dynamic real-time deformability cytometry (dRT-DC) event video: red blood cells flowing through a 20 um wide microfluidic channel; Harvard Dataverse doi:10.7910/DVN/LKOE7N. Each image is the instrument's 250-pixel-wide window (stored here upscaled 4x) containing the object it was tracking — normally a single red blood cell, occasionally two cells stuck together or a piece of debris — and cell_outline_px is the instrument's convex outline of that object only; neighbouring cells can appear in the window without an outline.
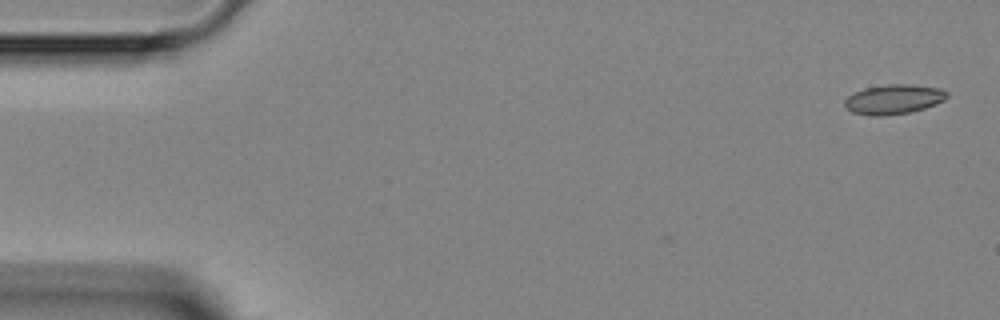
{"species": "Egyptian fruit bat (a non-hibernating species)", "species_latin": "Rousettus aegyptiacus", "temperature_condition": "room temperature", "stored_images_in_passage": 8, "camera_frame_rate_fps": 3000, "um_per_image_px": 0.085, "animal": {"sex": "female"}, "frame": {"image": 1, "passage_image": 1, "time_ms": 0.0, "image_size_px": [1000, 320], "cell_outline_px": [[948, 96], [944, 100], [936, 104], [924, 108], [908, 112], [884, 116], [868, 116], [852, 112], [844, 104], [844, 100], [848, 96], [864, 88], [888, 84], [908, 84], [940, 88], [948, 92]], "centroid_in_image_um": [75.96, 8.44], "position_along_channel_um": 9.0, "area_um2": 17.63}}
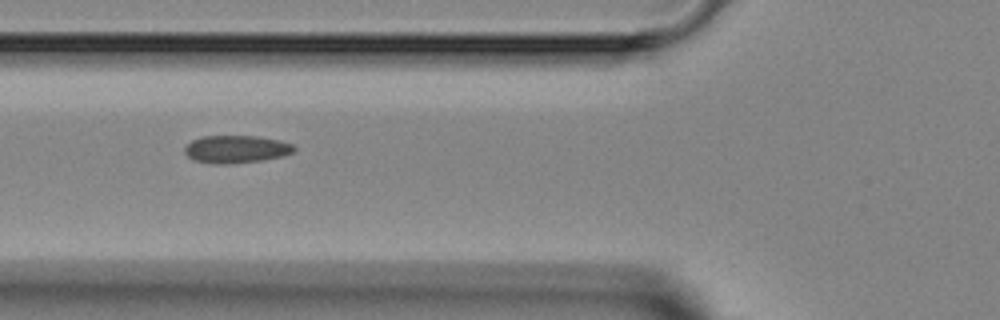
{"frame": {"image": 2, "passage_image": 6, "time_ms": 5.333, "image_size_px": [1000, 320], "cell_outline_px": [[296, 148], [292, 152], [284, 156], [264, 160], [232, 164], [212, 164], [192, 160], [184, 152], [184, 148], [192, 140], [200, 136], [256, 136], [280, 140], [292, 144]], "centroid_in_image_um": [20.06, 12.69], "position_along_channel_um": 105.7, "area_um2": 17.86}}
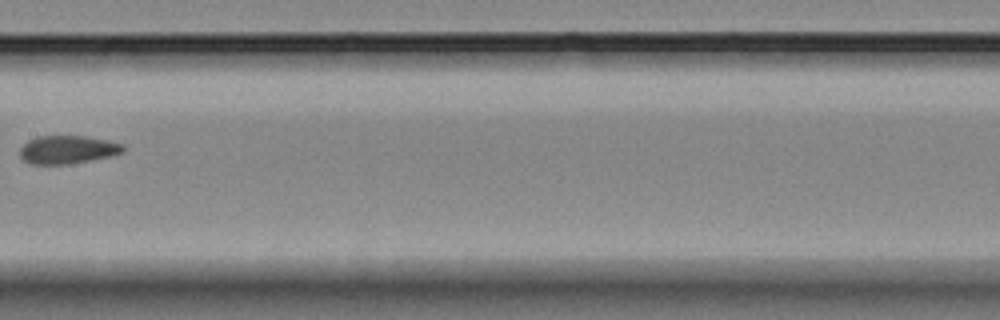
{"frame": {"image": 3, "passage_image": 8, "time_ms": 7.667, "image_size_px": [1000, 320], "cell_outline_px": [[124, 152], [112, 156], [68, 164], [32, 164], [24, 160], [20, 156], [20, 148], [28, 140], [36, 136], [84, 136], [108, 140], [124, 144]], "centroid_in_image_um": [5.76, 12.71], "position_along_channel_um": 201.6, "area_um2": 16.99}}